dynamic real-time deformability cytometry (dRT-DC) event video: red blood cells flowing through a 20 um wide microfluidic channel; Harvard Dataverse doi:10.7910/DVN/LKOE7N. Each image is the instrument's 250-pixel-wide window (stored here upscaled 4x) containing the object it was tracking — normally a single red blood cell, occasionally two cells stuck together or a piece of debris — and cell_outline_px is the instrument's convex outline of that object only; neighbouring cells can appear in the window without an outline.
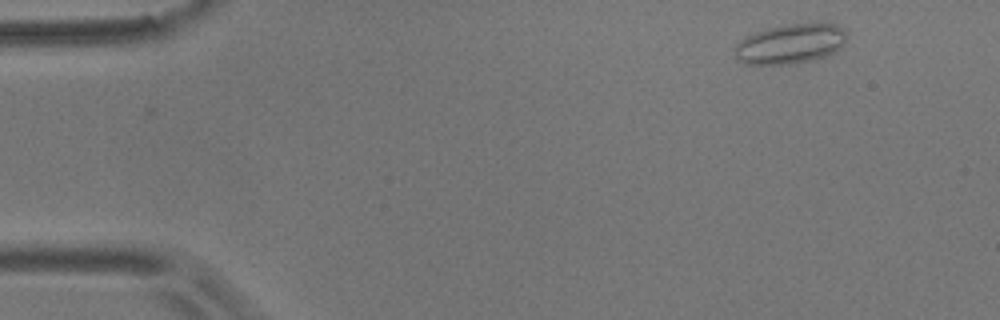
{"species": "common noctule bat (a hibernating species)", "species_latin": "Nyctalus noctula", "temperature_condition": "room temperature", "stored_images_in_passage": 7, "camera_frame_rate_fps": 3000, "um_per_image_px": 0.085, "animal": {"sex": "male", "body_mass_g": 17.9}, "frame": {"image": 1, "passage_image": 2, "time_ms": 0.333, "image_size_px": [1000, 320], "cell_outline_px": [[848, 36], [844, 44], [832, 52], [824, 56], [812, 60], [796, 64], [744, 64], [736, 56], [736, 44], [744, 36], [768, 28], [788, 24], [836, 24]], "centroid_in_image_um": [67.16, 3.74], "position_along_channel_um": 17.8, "area_um2": 25.61}}